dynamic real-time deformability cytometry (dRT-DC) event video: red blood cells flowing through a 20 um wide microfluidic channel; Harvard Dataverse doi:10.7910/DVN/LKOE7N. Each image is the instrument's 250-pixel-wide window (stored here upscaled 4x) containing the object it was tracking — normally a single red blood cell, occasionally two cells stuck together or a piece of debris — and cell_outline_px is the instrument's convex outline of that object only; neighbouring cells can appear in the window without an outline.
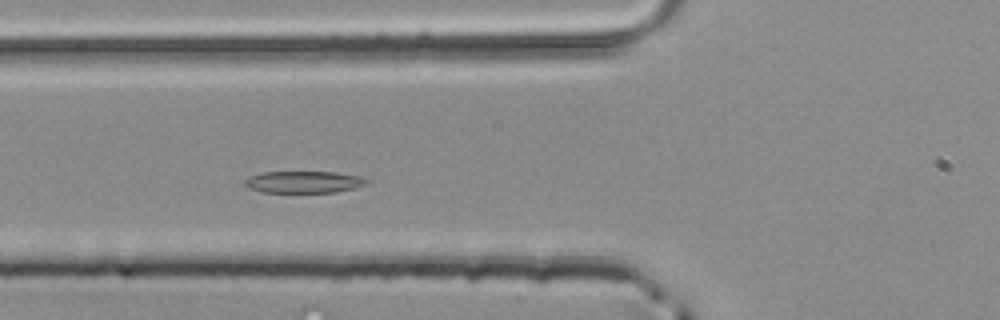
{"species": "common noctule bat (a hibernating species)", "species_latin": "Nyctalus noctula", "temperature_condition": "room temperature", "stored_images_in_passage": 43, "camera_frame_rate_fps": 3000, "um_per_image_px": 0.085, "animal": {"sex": "male", "body_mass_g": 20.4}, "frame": {"image": 1, "passage_image": 12, "time_ms": 3.667, "image_size_px": [1000, 320], "cell_outline_px": [[368, 184], [336, 192], [264, 192], [248, 188], [244, 184], [244, 180], [252, 176], [264, 172], [336, 172], [360, 176], [368, 180]], "centroid_in_image_um": [25.83, 15.47], "position_along_channel_um": 100.0, "area_um2": 15.37}}
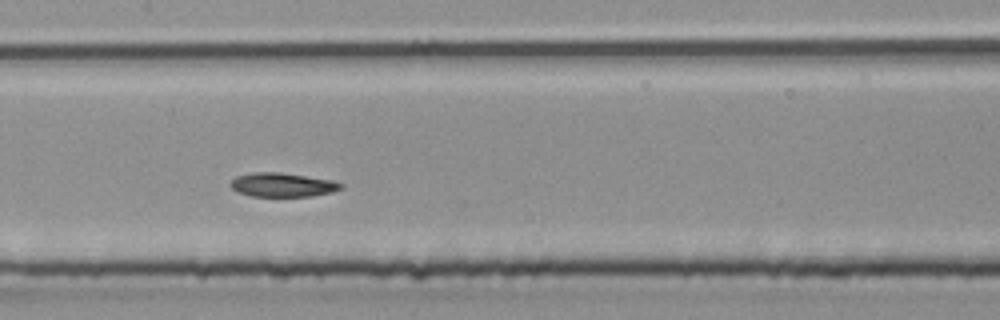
{"frame": {"image": 2, "passage_image": 18, "time_ms": 5.667, "image_size_px": [1000, 320], "cell_outline_px": [[344, 188], [332, 192], [312, 196], [252, 196], [236, 192], [228, 184], [236, 176], [252, 172], [280, 172], [336, 180], [344, 184]], "centroid_in_image_um": [24.04, 15.7], "position_along_channel_um": 183.4, "area_um2": 15.72}}
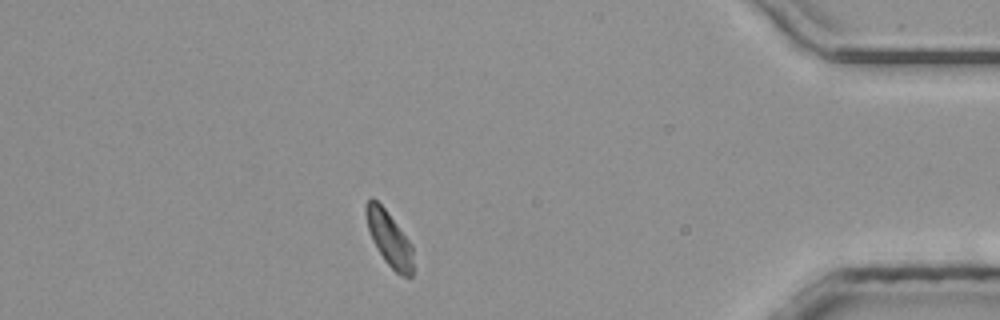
{"frame": {"image": 3, "passage_image": 37, "time_ms": 12.0, "image_size_px": [1000, 320], "cell_outline_px": [[412, 276], [400, 276], [384, 260], [372, 240], [368, 228], [364, 212], [364, 204], [372, 196], [384, 208], [412, 244]], "centroid_in_image_um": [33.05, 20.26], "position_along_channel_um": 402.2, "area_um2": 14.91}}